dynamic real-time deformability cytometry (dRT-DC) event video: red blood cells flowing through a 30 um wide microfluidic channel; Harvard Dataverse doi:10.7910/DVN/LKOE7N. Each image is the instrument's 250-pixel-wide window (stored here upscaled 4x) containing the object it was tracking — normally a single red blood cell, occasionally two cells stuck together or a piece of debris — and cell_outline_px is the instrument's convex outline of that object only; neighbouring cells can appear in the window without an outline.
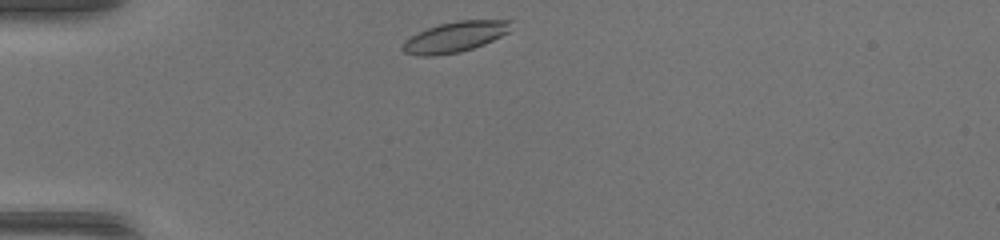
{"species": "common noctule bat (a hibernating species)", "species_latin": "Nyctalus noctula", "temperature_condition": "warm", "stored_images_in_passage": 37, "camera_frame_rate_fps": 3000, "um_per_image_px": 0.085, "animal": {"sex": "female", "body_mass_g": 17.0, "forearm_length_mm": 48.0}, "frame": {"image": 1, "passage_image": 1, "time_ms": 0.0, "image_size_px": [1000, 240], "cell_outline_px": [[512, 20], [508, 32], [484, 44], [460, 52], [432, 56], [420, 56], [404, 52], [400, 48], [404, 40], [428, 28], [440, 24], [456, 20]], "centroid_in_image_um": [38.65, 3.14], "position_along_channel_um": 46.4, "area_um2": 19.07}}
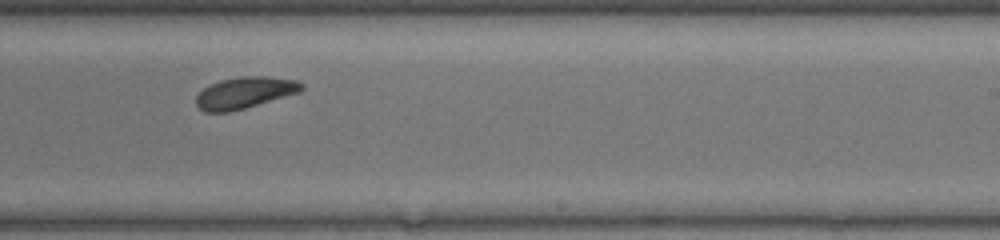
{"frame": {"image": 2, "passage_image": 19, "time_ms": 6.0, "image_size_px": [1000, 240], "cell_outline_px": [[304, 88], [300, 92], [244, 108], [228, 112], [204, 112], [196, 104], [196, 96], [204, 88], [220, 80], [240, 76], [268, 76], [296, 80], [304, 84]], "centroid_in_image_um": [20.82, 7.87], "position_along_channel_um": 268.2, "area_um2": 19.25}}
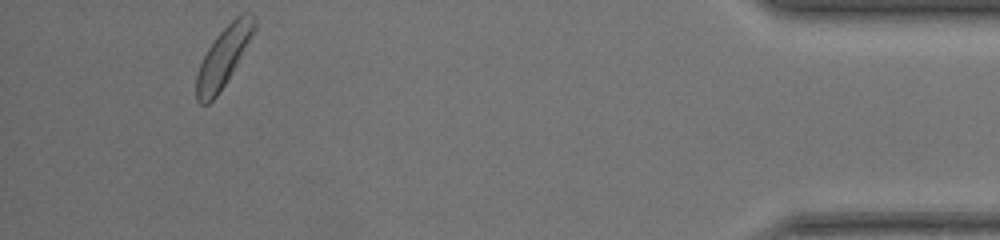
{"frame": {"image": 3, "passage_image": 34, "time_ms": 11.0, "image_size_px": [1000, 240], "cell_outline_px": [[256, 28], [232, 72], [216, 96], [208, 104], [200, 104], [196, 100], [196, 76], [200, 64], [208, 48], [216, 36], [240, 12], [244, 12], [256, 16]], "centroid_in_image_um": [18.99, 4.81], "position_along_channel_um": 416.2, "area_um2": 19.71}, "authors_computed_cell_mechanics": {"area_um2": 19.5364, "velocity_mm_per_s": 4.193, "shape_relaxation_time_tau1_ms": 1.9828, "shape_relaxation_time_tau2_ms": null, "deformation_change_tau1": 0.0917, "deformation_change_tau2": null}}